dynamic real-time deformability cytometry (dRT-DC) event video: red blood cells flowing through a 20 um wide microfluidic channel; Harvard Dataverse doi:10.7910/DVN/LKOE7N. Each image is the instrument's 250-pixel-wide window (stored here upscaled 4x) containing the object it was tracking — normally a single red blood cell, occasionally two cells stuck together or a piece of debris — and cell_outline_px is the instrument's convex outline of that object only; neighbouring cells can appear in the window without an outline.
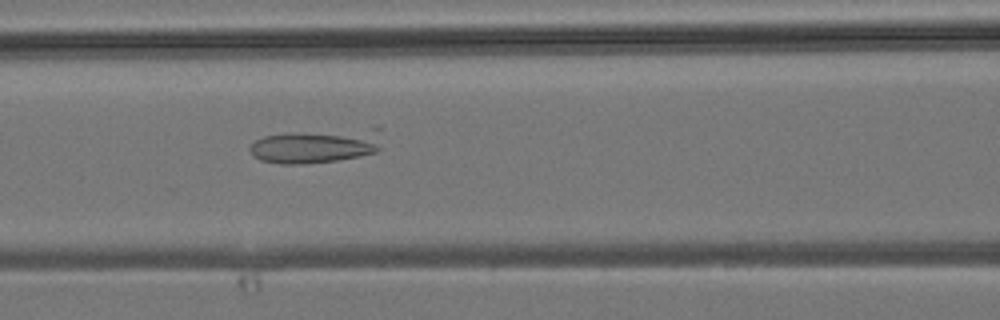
{"species": "common noctule bat (a hibernating species)", "species_latin": "Nyctalus noctula", "temperature_condition": "room temperature", "stored_images_in_passage": 35, "camera_frame_rate_fps": 3000, "um_per_image_px": 0.085, "animal": {"sex": "male", "body_mass_g": 19.2, "forearm_length_mm": 51.8}, "frame": {"image": 1, "passage_image": 9, "time_ms": 2.667, "image_size_px": [1000, 320], "cell_outline_px": [[380, 148], [376, 152], [360, 156], [336, 160], [304, 164], [280, 164], [260, 160], [252, 156], [248, 148], [256, 140], [264, 136], [372, 128], [380, 128]], "centroid_in_image_um": [26.88, 12.44], "position_along_channel_um": 139.7, "area_um2": 25.66}}
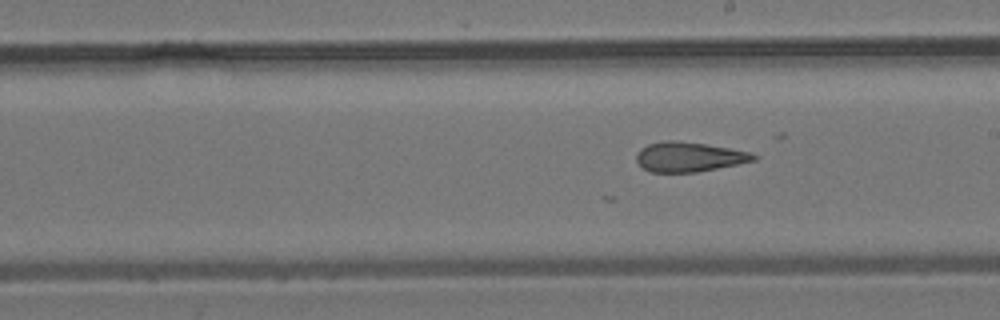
{"frame": {"image": 2, "passage_image": 15, "time_ms": 4.667, "image_size_px": [1000, 320], "cell_outline_px": [[760, 156], [756, 160], [696, 172], [648, 172], [640, 168], [636, 160], [636, 156], [640, 148], [648, 144], [664, 140], [676, 140], [704, 144], [752, 152]], "centroid_in_image_um": [58.53, 13.33], "position_along_channel_um": 230.5, "area_um2": 20.4}}
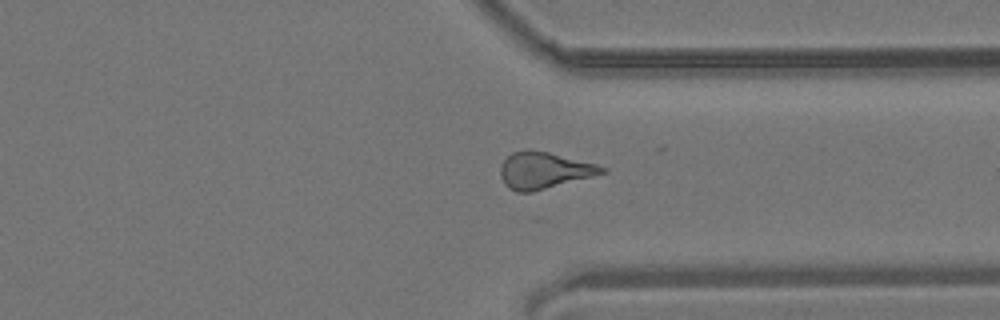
{"frame": {"image": 3, "passage_image": 24, "time_ms": 7.667, "image_size_px": [1000, 320], "cell_outline_px": [[608, 172], [532, 192], [516, 192], [508, 188], [504, 184], [500, 176], [500, 168], [504, 160], [512, 152], [524, 148], [528, 148], [548, 152], [596, 164], [608, 168]], "centroid_in_image_um": [46.22, 14.47], "position_along_channel_um": 365.2, "area_um2": 21.79}}